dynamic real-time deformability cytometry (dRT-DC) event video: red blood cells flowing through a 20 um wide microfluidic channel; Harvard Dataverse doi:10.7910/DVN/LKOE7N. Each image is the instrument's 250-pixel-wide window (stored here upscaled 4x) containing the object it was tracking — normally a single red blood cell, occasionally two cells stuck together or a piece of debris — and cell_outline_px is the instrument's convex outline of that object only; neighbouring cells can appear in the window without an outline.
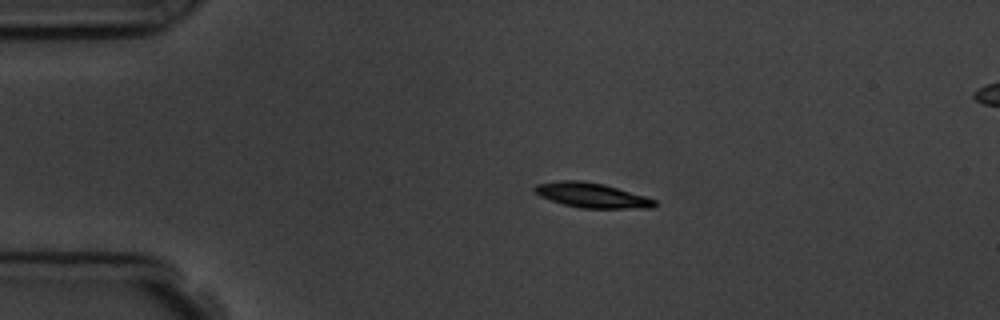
{"species": "common noctule bat (a hibernating species)", "species_latin": "Nyctalus noctula", "temperature_condition": "room temperature", "stored_images_in_passage": 5, "camera_frame_rate_fps": 3000, "um_per_image_px": 0.085, "animal": {"sex": "male", "body_mass_g": 19.5, "forearm_length_mm": 54.6}, "frame": {"image": 1, "passage_image": 3, "time_ms": 2.333, "image_size_px": [1000, 320], "cell_outline_px": [[660, 204], [652, 208], [580, 208], [564, 204], [540, 196], [532, 192], [532, 188], [536, 184], [560, 180], [584, 180], [604, 184], [644, 196], [656, 200]], "centroid_in_image_um": [50.29, 16.59], "position_along_channel_um": 34.7, "area_um2": 17.46}}